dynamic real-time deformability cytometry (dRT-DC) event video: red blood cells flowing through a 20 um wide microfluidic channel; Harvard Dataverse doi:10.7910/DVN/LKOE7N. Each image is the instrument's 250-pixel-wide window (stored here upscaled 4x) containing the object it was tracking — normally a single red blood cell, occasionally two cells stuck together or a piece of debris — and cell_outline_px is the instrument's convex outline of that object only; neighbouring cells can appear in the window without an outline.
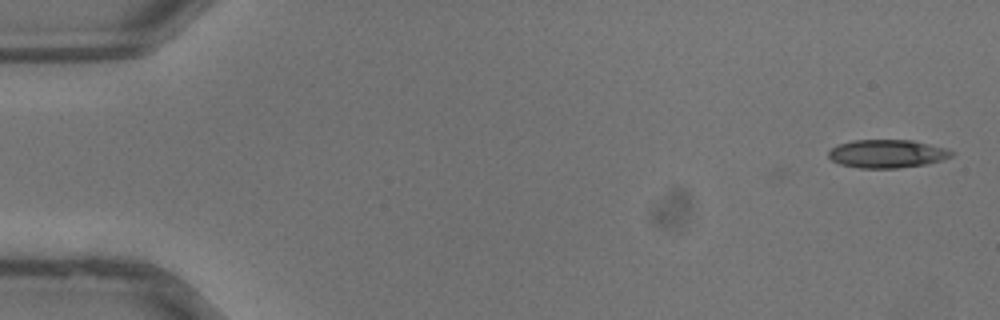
{"species": "common noctule bat (a hibernating species)", "species_latin": "Nyctalus noctula", "temperature_condition": "warm", "stored_images_in_passage": 36, "camera_frame_rate_fps": 3000, "um_per_image_px": 0.085, "animal": {"sex": "male", "body_mass_g": 13.3}, "frame": {"image": 1, "passage_image": 1, "time_ms": 0.0, "image_size_px": [1000, 320], "cell_outline_px": [[956, 152], [952, 156], [928, 164], [896, 168], [860, 168], [840, 164], [832, 160], [828, 156], [828, 152], [836, 144], [852, 140], [912, 140], [944, 148]], "centroid_in_image_um": [75.38, 13.06], "position_along_channel_um": 9.6, "area_um2": 20.23}}
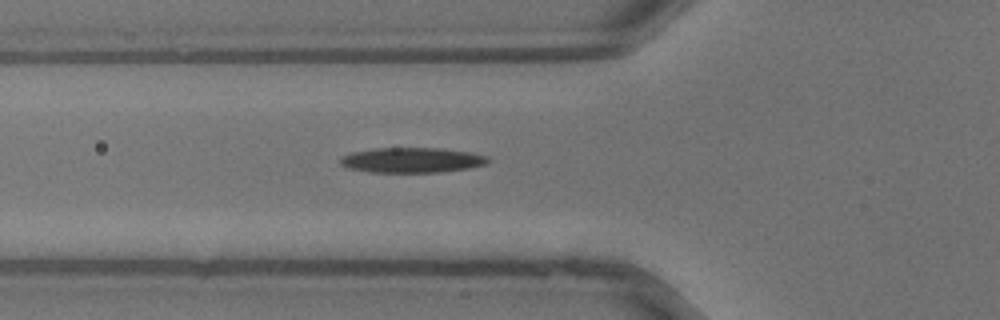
{"frame": {"image": 2, "passage_image": 13, "time_ms": 4.0, "image_size_px": [1000, 320], "cell_outline_px": [[492, 160], [488, 164], [468, 168], [444, 172], [372, 172], [348, 168], [340, 164], [340, 156], [352, 152], [376, 148], [440, 148], [468, 152], [488, 156]], "centroid_in_image_um": [35.04, 13.61], "position_along_channel_um": 90.8, "area_um2": 21.73}}
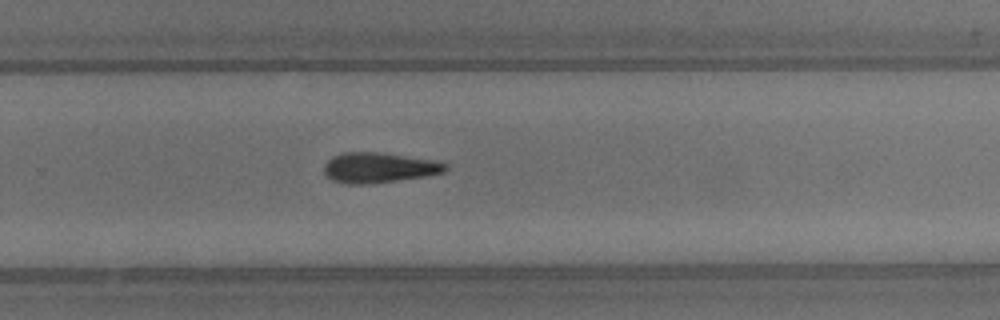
{"frame": {"image": 3, "passage_image": 24, "time_ms": 7.667, "image_size_px": [1000, 320], "cell_outline_px": [[448, 168], [444, 172], [424, 176], [396, 180], [364, 184], [348, 184], [332, 180], [324, 176], [324, 164], [332, 156], [344, 152], [376, 152], [436, 160], [448, 164]], "centroid_in_image_um": [32.18, 14.24], "position_along_channel_um": 297.6, "area_um2": 21.33}}